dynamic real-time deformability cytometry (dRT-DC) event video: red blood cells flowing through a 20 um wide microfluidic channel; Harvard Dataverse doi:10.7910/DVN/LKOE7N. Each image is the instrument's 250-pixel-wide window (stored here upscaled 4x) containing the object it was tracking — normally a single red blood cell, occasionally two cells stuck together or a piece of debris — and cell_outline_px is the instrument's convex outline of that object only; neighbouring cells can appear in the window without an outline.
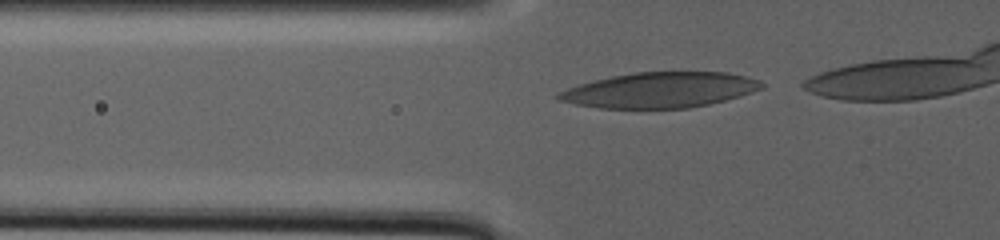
{"species": "human", "species_latin": "Homo sapiens", "temperature_condition": "warm", "stored_images_in_passage": 48, "camera_frame_rate_fps": 3000, "um_per_image_px": 0.085, "donor": {"sex": "male"}, "frame": {"image": 1, "passage_image": 2, "time_ms": 0.333, "image_size_px": [1000, 240], "cell_outline_px": [[764, 88], [740, 96], [708, 104], [688, 108], [600, 108], [576, 104], [556, 100], [556, 92], [580, 84], [612, 76], [632, 72], [728, 72], [760, 80], [764, 84]], "centroid_in_image_um": [56.09, 7.65], "position_along_channel_um": 69.7, "area_um2": 41.85}}
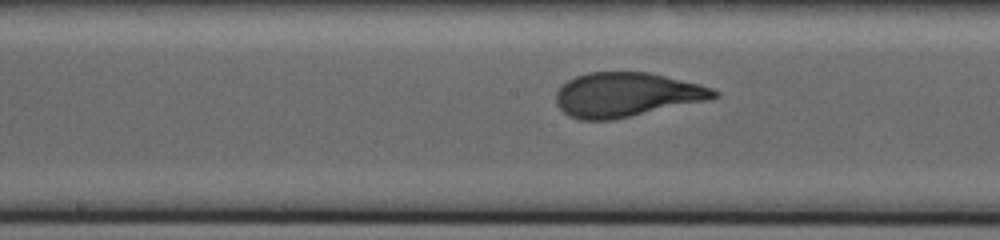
{"frame": {"image": 2, "passage_image": 25, "time_ms": 8.0, "image_size_px": [1000, 240], "cell_outline_px": [[720, 96], [708, 100], [612, 120], [580, 120], [568, 116], [556, 104], [556, 92], [568, 80], [576, 76], [588, 72], [648, 72], [700, 84], [712, 88], [720, 92]], "centroid_in_image_um": [53.25, 8.05], "position_along_channel_um": 194.9, "area_um2": 40.75}}
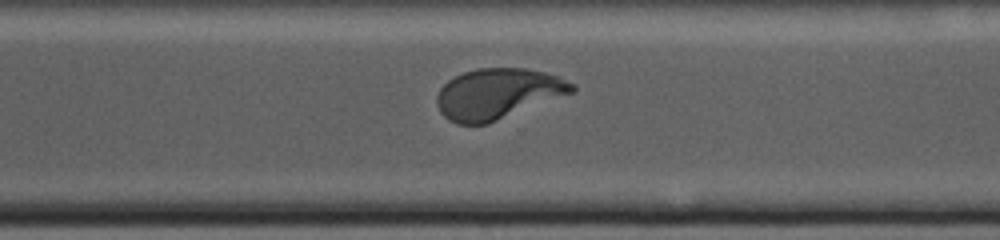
{"frame": {"image": 3, "passage_image": 48, "time_ms": 15.667, "image_size_px": [1000, 240], "cell_outline_px": [[576, 88], [572, 92], [488, 124], [456, 124], [448, 120], [440, 112], [436, 104], [436, 96], [440, 88], [448, 80], [464, 72], [476, 68], [524, 68], [544, 72], [560, 76], [572, 84]], "centroid_in_image_um": [42.26, 7.97], "position_along_channel_um": 328.3, "area_um2": 39.65}}